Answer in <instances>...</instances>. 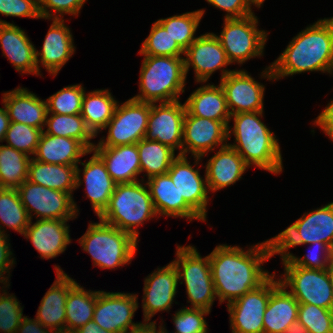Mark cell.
<instances>
[{
  "instance_id": "21",
  "label": "cell",
  "mask_w": 333,
  "mask_h": 333,
  "mask_svg": "<svg viewBox=\"0 0 333 333\" xmlns=\"http://www.w3.org/2000/svg\"><path fill=\"white\" fill-rule=\"evenodd\" d=\"M51 25L44 38L41 51L37 50L36 65L40 77L43 67L49 75L56 77L62 67L74 56L76 47L71 28L65 24V19H49Z\"/></svg>"
},
{
  "instance_id": "16",
  "label": "cell",
  "mask_w": 333,
  "mask_h": 333,
  "mask_svg": "<svg viewBox=\"0 0 333 333\" xmlns=\"http://www.w3.org/2000/svg\"><path fill=\"white\" fill-rule=\"evenodd\" d=\"M187 157L178 154L167 173L170 175L175 187H177L180 198H183L207 221V206L210 201V192L207 186L206 173H204L203 177L200 175L199 168L202 158L193 157L194 162L191 164Z\"/></svg>"
},
{
  "instance_id": "36",
  "label": "cell",
  "mask_w": 333,
  "mask_h": 333,
  "mask_svg": "<svg viewBox=\"0 0 333 333\" xmlns=\"http://www.w3.org/2000/svg\"><path fill=\"white\" fill-rule=\"evenodd\" d=\"M43 132L50 135L77 139L89 151L95 145L92 139L96 138V136L86 126L81 114L62 115L47 113Z\"/></svg>"
},
{
  "instance_id": "40",
  "label": "cell",
  "mask_w": 333,
  "mask_h": 333,
  "mask_svg": "<svg viewBox=\"0 0 333 333\" xmlns=\"http://www.w3.org/2000/svg\"><path fill=\"white\" fill-rule=\"evenodd\" d=\"M205 9H197L191 12L177 14L157 21L166 29L169 35L176 41L179 47L185 51L190 44L198 38L196 30L205 13Z\"/></svg>"
},
{
  "instance_id": "23",
  "label": "cell",
  "mask_w": 333,
  "mask_h": 333,
  "mask_svg": "<svg viewBox=\"0 0 333 333\" xmlns=\"http://www.w3.org/2000/svg\"><path fill=\"white\" fill-rule=\"evenodd\" d=\"M71 220L74 219L30 220L23 236L35 247L41 259H53L63 254L72 242L67 223Z\"/></svg>"
},
{
  "instance_id": "22",
  "label": "cell",
  "mask_w": 333,
  "mask_h": 333,
  "mask_svg": "<svg viewBox=\"0 0 333 333\" xmlns=\"http://www.w3.org/2000/svg\"><path fill=\"white\" fill-rule=\"evenodd\" d=\"M90 159L79 162L76 166V190L85 185V196L91 201L96 216H99L107 207L116 183L109 175L102 159L94 152ZM79 164L83 166L82 170ZM82 173V175H81ZM82 177V178H81Z\"/></svg>"
},
{
  "instance_id": "50",
  "label": "cell",
  "mask_w": 333,
  "mask_h": 333,
  "mask_svg": "<svg viewBox=\"0 0 333 333\" xmlns=\"http://www.w3.org/2000/svg\"><path fill=\"white\" fill-rule=\"evenodd\" d=\"M209 5L223 10L226 14L225 19L243 18L254 14L252 6H260L254 0H205Z\"/></svg>"
},
{
  "instance_id": "20",
  "label": "cell",
  "mask_w": 333,
  "mask_h": 333,
  "mask_svg": "<svg viewBox=\"0 0 333 333\" xmlns=\"http://www.w3.org/2000/svg\"><path fill=\"white\" fill-rule=\"evenodd\" d=\"M231 115L264 111L265 85L245 69H236L219 81Z\"/></svg>"
},
{
  "instance_id": "58",
  "label": "cell",
  "mask_w": 333,
  "mask_h": 333,
  "mask_svg": "<svg viewBox=\"0 0 333 333\" xmlns=\"http://www.w3.org/2000/svg\"><path fill=\"white\" fill-rule=\"evenodd\" d=\"M327 271H328V277H329V281H330V286H331L332 293H333V262L327 268ZM332 312H333V302H332Z\"/></svg>"
},
{
  "instance_id": "42",
  "label": "cell",
  "mask_w": 333,
  "mask_h": 333,
  "mask_svg": "<svg viewBox=\"0 0 333 333\" xmlns=\"http://www.w3.org/2000/svg\"><path fill=\"white\" fill-rule=\"evenodd\" d=\"M83 84L68 85L49 96L46 100L47 113L74 115L81 114L82 100L86 88Z\"/></svg>"
},
{
  "instance_id": "24",
  "label": "cell",
  "mask_w": 333,
  "mask_h": 333,
  "mask_svg": "<svg viewBox=\"0 0 333 333\" xmlns=\"http://www.w3.org/2000/svg\"><path fill=\"white\" fill-rule=\"evenodd\" d=\"M0 47L2 55L21 75L40 76L36 65V48L27 32L14 22L0 19Z\"/></svg>"
},
{
  "instance_id": "11",
  "label": "cell",
  "mask_w": 333,
  "mask_h": 333,
  "mask_svg": "<svg viewBox=\"0 0 333 333\" xmlns=\"http://www.w3.org/2000/svg\"><path fill=\"white\" fill-rule=\"evenodd\" d=\"M281 261L284 273L279 275L280 283L299 303L332 310L333 293L327 269L294 266L287 258H281Z\"/></svg>"
},
{
  "instance_id": "28",
  "label": "cell",
  "mask_w": 333,
  "mask_h": 333,
  "mask_svg": "<svg viewBox=\"0 0 333 333\" xmlns=\"http://www.w3.org/2000/svg\"><path fill=\"white\" fill-rule=\"evenodd\" d=\"M2 103L5 105L10 121L44 130L47 103L33 91L18 86L2 94Z\"/></svg>"
},
{
  "instance_id": "17",
  "label": "cell",
  "mask_w": 333,
  "mask_h": 333,
  "mask_svg": "<svg viewBox=\"0 0 333 333\" xmlns=\"http://www.w3.org/2000/svg\"><path fill=\"white\" fill-rule=\"evenodd\" d=\"M178 272L172 262L163 267H157L153 272L144 278L142 309L143 322L156 323L151 321L155 314L166 311L170 312L178 292Z\"/></svg>"
},
{
  "instance_id": "46",
  "label": "cell",
  "mask_w": 333,
  "mask_h": 333,
  "mask_svg": "<svg viewBox=\"0 0 333 333\" xmlns=\"http://www.w3.org/2000/svg\"><path fill=\"white\" fill-rule=\"evenodd\" d=\"M208 310L189 308L184 306L177 310L173 317L175 331L172 333H208V323L205 316L210 314Z\"/></svg>"
},
{
  "instance_id": "27",
  "label": "cell",
  "mask_w": 333,
  "mask_h": 333,
  "mask_svg": "<svg viewBox=\"0 0 333 333\" xmlns=\"http://www.w3.org/2000/svg\"><path fill=\"white\" fill-rule=\"evenodd\" d=\"M207 160L203 167L208 190L212 193L234 185L250 168L238 152L228 144L219 148Z\"/></svg>"
},
{
  "instance_id": "7",
  "label": "cell",
  "mask_w": 333,
  "mask_h": 333,
  "mask_svg": "<svg viewBox=\"0 0 333 333\" xmlns=\"http://www.w3.org/2000/svg\"><path fill=\"white\" fill-rule=\"evenodd\" d=\"M176 258L171 262L178 272V280L185 284L189 308H200L211 312L217 299L211 274L209 254L201 256L194 245L176 246Z\"/></svg>"
},
{
  "instance_id": "59",
  "label": "cell",
  "mask_w": 333,
  "mask_h": 333,
  "mask_svg": "<svg viewBox=\"0 0 333 333\" xmlns=\"http://www.w3.org/2000/svg\"><path fill=\"white\" fill-rule=\"evenodd\" d=\"M53 333H79L78 329H71V328H61L58 330H54Z\"/></svg>"
},
{
  "instance_id": "55",
  "label": "cell",
  "mask_w": 333,
  "mask_h": 333,
  "mask_svg": "<svg viewBox=\"0 0 333 333\" xmlns=\"http://www.w3.org/2000/svg\"><path fill=\"white\" fill-rule=\"evenodd\" d=\"M79 333H111L102 329L97 323L93 320L87 322L84 326L78 329Z\"/></svg>"
},
{
  "instance_id": "38",
  "label": "cell",
  "mask_w": 333,
  "mask_h": 333,
  "mask_svg": "<svg viewBox=\"0 0 333 333\" xmlns=\"http://www.w3.org/2000/svg\"><path fill=\"white\" fill-rule=\"evenodd\" d=\"M31 157L0 144V188L17 189L28 177Z\"/></svg>"
},
{
  "instance_id": "41",
  "label": "cell",
  "mask_w": 333,
  "mask_h": 333,
  "mask_svg": "<svg viewBox=\"0 0 333 333\" xmlns=\"http://www.w3.org/2000/svg\"><path fill=\"white\" fill-rule=\"evenodd\" d=\"M138 54L149 56H182L184 55V51L172 39L166 29L158 21H155L151 26L149 35L142 42Z\"/></svg>"
},
{
  "instance_id": "47",
  "label": "cell",
  "mask_w": 333,
  "mask_h": 333,
  "mask_svg": "<svg viewBox=\"0 0 333 333\" xmlns=\"http://www.w3.org/2000/svg\"><path fill=\"white\" fill-rule=\"evenodd\" d=\"M310 250L302 257L289 253L287 259L294 265L308 269H327L333 262V249L322 242L309 244Z\"/></svg>"
},
{
  "instance_id": "18",
  "label": "cell",
  "mask_w": 333,
  "mask_h": 333,
  "mask_svg": "<svg viewBox=\"0 0 333 333\" xmlns=\"http://www.w3.org/2000/svg\"><path fill=\"white\" fill-rule=\"evenodd\" d=\"M228 143L227 126L221 121L185 113L183 123L182 155L191 153L192 157H208Z\"/></svg>"
},
{
  "instance_id": "48",
  "label": "cell",
  "mask_w": 333,
  "mask_h": 333,
  "mask_svg": "<svg viewBox=\"0 0 333 333\" xmlns=\"http://www.w3.org/2000/svg\"><path fill=\"white\" fill-rule=\"evenodd\" d=\"M42 19H64V15L78 17L88 0H38Z\"/></svg>"
},
{
  "instance_id": "34",
  "label": "cell",
  "mask_w": 333,
  "mask_h": 333,
  "mask_svg": "<svg viewBox=\"0 0 333 333\" xmlns=\"http://www.w3.org/2000/svg\"><path fill=\"white\" fill-rule=\"evenodd\" d=\"M109 89H96L84 93L81 116L86 126L97 137L113 117L118 100Z\"/></svg>"
},
{
  "instance_id": "5",
  "label": "cell",
  "mask_w": 333,
  "mask_h": 333,
  "mask_svg": "<svg viewBox=\"0 0 333 333\" xmlns=\"http://www.w3.org/2000/svg\"><path fill=\"white\" fill-rule=\"evenodd\" d=\"M98 218L129 233L137 241L140 234L139 227L151 219H159L147 184L143 180L116 184L107 207Z\"/></svg>"
},
{
  "instance_id": "39",
  "label": "cell",
  "mask_w": 333,
  "mask_h": 333,
  "mask_svg": "<svg viewBox=\"0 0 333 333\" xmlns=\"http://www.w3.org/2000/svg\"><path fill=\"white\" fill-rule=\"evenodd\" d=\"M0 223V232L4 234H7L6 228H11L24 235L29 226L30 218L17 189L0 188Z\"/></svg>"
},
{
  "instance_id": "25",
  "label": "cell",
  "mask_w": 333,
  "mask_h": 333,
  "mask_svg": "<svg viewBox=\"0 0 333 333\" xmlns=\"http://www.w3.org/2000/svg\"><path fill=\"white\" fill-rule=\"evenodd\" d=\"M158 217L185 218L206 222L183 198L168 173L145 180Z\"/></svg>"
},
{
  "instance_id": "52",
  "label": "cell",
  "mask_w": 333,
  "mask_h": 333,
  "mask_svg": "<svg viewBox=\"0 0 333 333\" xmlns=\"http://www.w3.org/2000/svg\"><path fill=\"white\" fill-rule=\"evenodd\" d=\"M312 124L323 130L329 139L333 142V100L325 106L324 110L319 113Z\"/></svg>"
},
{
  "instance_id": "53",
  "label": "cell",
  "mask_w": 333,
  "mask_h": 333,
  "mask_svg": "<svg viewBox=\"0 0 333 333\" xmlns=\"http://www.w3.org/2000/svg\"><path fill=\"white\" fill-rule=\"evenodd\" d=\"M16 333H53L47 327H44L36 318L23 317Z\"/></svg>"
},
{
  "instance_id": "56",
  "label": "cell",
  "mask_w": 333,
  "mask_h": 333,
  "mask_svg": "<svg viewBox=\"0 0 333 333\" xmlns=\"http://www.w3.org/2000/svg\"><path fill=\"white\" fill-rule=\"evenodd\" d=\"M157 323H143L139 328H136L128 333H159Z\"/></svg>"
},
{
  "instance_id": "4",
  "label": "cell",
  "mask_w": 333,
  "mask_h": 333,
  "mask_svg": "<svg viewBox=\"0 0 333 333\" xmlns=\"http://www.w3.org/2000/svg\"><path fill=\"white\" fill-rule=\"evenodd\" d=\"M143 56L139 92L131 97L147 103H169L180 100L185 92L184 56Z\"/></svg>"
},
{
  "instance_id": "37",
  "label": "cell",
  "mask_w": 333,
  "mask_h": 333,
  "mask_svg": "<svg viewBox=\"0 0 333 333\" xmlns=\"http://www.w3.org/2000/svg\"><path fill=\"white\" fill-rule=\"evenodd\" d=\"M97 299V291L86 290L77 283L66 299L65 327L79 329L87 322L92 321Z\"/></svg>"
},
{
  "instance_id": "2",
  "label": "cell",
  "mask_w": 333,
  "mask_h": 333,
  "mask_svg": "<svg viewBox=\"0 0 333 333\" xmlns=\"http://www.w3.org/2000/svg\"><path fill=\"white\" fill-rule=\"evenodd\" d=\"M306 72L333 76V17L318 19L298 32L260 78L274 82Z\"/></svg>"
},
{
  "instance_id": "54",
  "label": "cell",
  "mask_w": 333,
  "mask_h": 333,
  "mask_svg": "<svg viewBox=\"0 0 333 333\" xmlns=\"http://www.w3.org/2000/svg\"><path fill=\"white\" fill-rule=\"evenodd\" d=\"M2 104H3V107H0V143L3 144L5 136H6V132L9 128L10 118L8 117V113L5 108L4 103H2Z\"/></svg>"
},
{
  "instance_id": "15",
  "label": "cell",
  "mask_w": 333,
  "mask_h": 333,
  "mask_svg": "<svg viewBox=\"0 0 333 333\" xmlns=\"http://www.w3.org/2000/svg\"><path fill=\"white\" fill-rule=\"evenodd\" d=\"M272 293V275L259 287L227 304L231 333H264L263 316Z\"/></svg>"
},
{
  "instance_id": "45",
  "label": "cell",
  "mask_w": 333,
  "mask_h": 333,
  "mask_svg": "<svg viewBox=\"0 0 333 333\" xmlns=\"http://www.w3.org/2000/svg\"><path fill=\"white\" fill-rule=\"evenodd\" d=\"M298 321L309 333H333V312L313 304L299 303Z\"/></svg>"
},
{
  "instance_id": "51",
  "label": "cell",
  "mask_w": 333,
  "mask_h": 333,
  "mask_svg": "<svg viewBox=\"0 0 333 333\" xmlns=\"http://www.w3.org/2000/svg\"><path fill=\"white\" fill-rule=\"evenodd\" d=\"M16 258L11 250L9 234L0 232V285L11 284V269L15 266ZM6 275V276H5Z\"/></svg>"
},
{
  "instance_id": "14",
  "label": "cell",
  "mask_w": 333,
  "mask_h": 333,
  "mask_svg": "<svg viewBox=\"0 0 333 333\" xmlns=\"http://www.w3.org/2000/svg\"><path fill=\"white\" fill-rule=\"evenodd\" d=\"M231 65L225 50L213 32H206L198 36L184 51V66L186 76L192 68L194 80L197 84L208 82L216 71L220 72V80L235 69H228ZM191 67V68H190Z\"/></svg>"
},
{
  "instance_id": "1",
  "label": "cell",
  "mask_w": 333,
  "mask_h": 333,
  "mask_svg": "<svg viewBox=\"0 0 333 333\" xmlns=\"http://www.w3.org/2000/svg\"><path fill=\"white\" fill-rule=\"evenodd\" d=\"M246 248L219 244L209 253L219 304L233 302L259 287L273 274L263 268L264 263L275 256L272 238Z\"/></svg>"
},
{
  "instance_id": "8",
  "label": "cell",
  "mask_w": 333,
  "mask_h": 333,
  "mask_svg": "<svg viewBox=\"0 0 333 333\" xmlns=\"http://www.w3.org/2000/svg\"><path fill=\"white\" fill-rule=\"evenodd\" d=\"M272 239L274 254L280 255V258H287L293 247L316 241L333 249V202L305 212Z\"/></svg>"
},
{
  "instance_id": "32",
  "label": "cell",
  "mask_w": 333,
  "mask_h": 333,
  "mask_svg": "<svg viewBox=\"0 0 333 333\" xmlns=\"http://www.w3.org/2000/svg\"><path fill=\"white\" fill-rule=\"evenodd\" d=\"M77 139L42 133L34 159L48 164L78 165L83 156L91 154Z\"/></svg>"
},
{
  "instance_id": "57",
  "label": "cell",
  "mask_w": 333,
  "mask_h": 333,
  "mask_svg": "<svg viewBox=\"0 0 333 333\" xmlns=\"http://www.w3.org/2000/svg\"><path fill=\"white\" fill-rule=\"evenodd\" d=\"M284 333H309L305 326L298 320L292 322L285 330Z\"/></svg>"
},
{
  "instance_id": "35",
  "label": "cell",
  "mask_w": 333,
  "mask_h": 333,
  "mask_svg": "<svg viewBox=\"0 0 333 333\" xmlns=\"http://www.w3.org/2000/svg\"><path fill=\"white\" fill-rule=\"evenodd\" d=\"M140 167L145 181L160 174H165L170 169L173 160L178 156L171 147L155 140L141 139L137 143ZM145 172V174H144Z\"/></svg>"
},
{
  "instance_id": "30",
  "label": "cell",
  "mask_w": 333,
  "mask_h": 333,
  "mask_svg": "<svg viewBox=\"0 0 333 333\" xmlns=\"http://www.w3.org/2000/svg\"><path fill=\"white\" fill-rule=\"evenodd\" d=\"M116 184L139 181L141 174L137 143L115 147H93Z\"/></svg>"
},
{
  "instance_id": "49",
  "label": "cell",
  "mask_w": 333,
  "mask_h": 333,
  "mask_svg": "<svg viewBox=\"0 0 333 333\" xmlns=\"http://www.w3.org/2000/svg\"><path fill=\"white\" fill-rule=\"evenodd\" d=\"M0 14L5 17L42 19L38 0H0Z\"/></svg>"
},
{
  "instance_id": "26",
  "label": "cell",
  "mask_w": 333,
  "mask_h": 333,
  "mask_svg": "<svg viewBox=\"0 0 333 333\" xmlns=\"http://www.w3.org/2000/svg\"><path fill=\"white\" fill-rule=\"evenodd\" d=\"M56 278L43 296L35 318L52 331L65 327L66 299L77 284L59 265H54Z\"/></svg>"
},
{
  "instance_id": "3",
  "label": "cell",
  "mask_w": 333,
  "mask_h": 333,
  "mask_svg": "<svg viewBox=\"0 0 333 333\" xmlns=\"http://www.w3.org/2000/svg\"><path fill=\"white\" fill-rule=\"evenodd\" d=\"M264 111L236 113L231 115L233 126L227 127L228 142L234 135L233 147L252 168H260L271 174L283 172V157L275 133L262 121Z\"/></svg>"
},
{
  "instance_id": "31",
  "label": "cell",
  "mask_w": 333,
  "mask_h": 333,
  "mask_svg": "<svg viewBox=\"0 0 333 333\" xmlns=\"http://www.w3.org/2000/svg\"><path fill=\"white\" fill-rule=\"evenodd\" d=\"M202 84L184 102L186 111L193 116L221 121L228 127L231 114L222 87L209 82Z\"/></svg>"
},
{
  "instance_id": "6",
  "label": "cell",
  "mask_w": 333,
  "mask_h": 333,
  "mask_svg": "<svg viewBox=\"0 0 333 333\" xmlns=\"http://www.w3.org/2000/svg\"><path fill=\"white\" fill-rule=\"evenodd\" d=\"M77 241L82 250L91 256L93 266L103 270L131 264L139 243L129 233L101 220L90 221L86 232Z\"/></svg>"
},
{
  "instance_id": "19",
  "label": "cell",
  "mask_w": 333,
  "mask_h": 333,
  "mask_svg": "<svg viewBox=\"0 0 333 333\" xmlns=\"http://www.w3.org/2000/svg\"><path fill=\"white\" fill-rule=\"evenodd\" d=\"M185 104L180 100L169 103H151L145 138L179 150L182 155Z\"/></svg>"
},
{
  "instance_id": "44",
  "label": "cell",
  "mask_w": 333,
  "mask_h": 333,
  "mask_svg": "<svg viewBox=\"0 0 333 333\" xmlns=\"http://www.w3.org/2000/svg\"><path fill=\"white\" fill-rule=\"evenodd\" d=\"M11 284H3L0 286V332L16 333L22 319V304L17 297L7 290ZM21 304V305H20Z\"/></svg>"
},
{
  "instance_id": "9",
  "label": "cell",
  "mask_w": 333,
  "mask_h": 333,
  "mask_svg": "<svg viewBox=\"0 0 333 333\" xmlns=\"http://www.w3.org/2000/svg\"><path fill=\"white\" fill-rule=\"evenodd\" d=\"M258 19L255 13L243 18L223 19V29L215 36L231 64L241 66L252 58L264 56L269 32L259 29Z\"/></svg>"
},
{
  "instance_id": "61",
  "label": "cell",
  "mask_w": 333,
  "mask_h": 333,
  "mask_svg": "<svg viewBox=\"0 0 333 333\" xmlns=\"http://www.w3.org/2000/svg\"><path fill=\"white\" fill-rule=\"evenodd\" d=\"M260 7L263 6V3L265 2V0H254Z\"/></svg>"
},
{
  "instance_id": "29",
  "label": "cell",
  "mask_w": 333,
  "mask_h": 333,
  "mask_svg": "<svg viewBox=\"0 0 333 333\" xmlns=\"http://www.w3.org/2000/svg\"><path fill=\"white\" fill-rule=\"evenodd\" d=\"M298 308L299 302L273 272L272 293L263 316L264 333H284L292 322L298 320Z\"/></svg>"
},
{
  "instance_id": "13",
  "label": "cell",
  "mask_w": 333,
  "mask_h": 333,
  "mask_svg": "<svg viewBox=\"0 0 333 333\" xmlns=\"http://www.w3.org/2000/svg\"><path fill=\"white\" fill-rule=\"evenodd\" d=\"M138 308V294L98 290L92 320L111 333H128L144 323L133 322Z\"/></svg>"
},
{
  "instance_id": "33",
  "label": "cell",
  "mask_w": 333,
  "mask_h": 333,
  "mask_svg": "<svg viewBox=\"0 0 333 333\" xmlns=\"http://www.w3.org/2000/svg\"><path fill=\"white\" fill-rule=\"evenodd\" d=\"M76 166L48 164L31 157L27 180L73 196L76 190Z\"/></svg>"
},
{
  "instance_id": "12",
  "label": "cell",
  "mask_w": 333,
  "mask_h": 333,
  "mask_svg": "<svg viewBox=\"0 0 333 333\" xmlns=\"http://www.w3.org/2000/svg\"><path fill=\"white\" fill-rule=\"evenodd\" d=\"M20 200L30 220L76 219L80 215L74 197L70 193L50 189L28 180L17 188ZM79 214V215H78Z\"/></svg>"
},
{
  "instance_id": "60",
  "label": "cell",
  "mask_w": 333,
  "mask_h": 333,
  "mask_svg": "<svg viewBox=\"0 0 333 333\" xmlns=\"http://www.w3.org/2000/svg\"><path fill=\"white\" fill-rule=\"evenodd\" d=\"M164 323H165L164 320L160 321V323H159L160 325L158 326L159 333H169V331L166 329V324H164Z\"/></svg>"
},
{
  "instance_id": "10",
  "label": "cell",
  "mask_w": 333,
  "mask_h": 333,
  "mask_svg": "<svg viewBox=\"0 0 333 333\" xmlns=\"http://www.w3.org/2000/svg\"><path fill=\"white\" fill-rule=\"evenodd\" d=\"M151 103L129 98L118 102L113 117L103 130L108 131L94 147H115L131 145L145 138Z\"/></svg>"
},
{
  "instance_id": "43",
  "label": "cell",
  "mask_w": 333,
  "mask_h": 333,
  "mask_svg": "<svg viewBox=\"0 0 333 333\" xmlns=\"http://www.w3.org/2000/svg\"><path fill=\"white\" fill-rule=\"evenodd\" d=\"M42 133V129L10 121L4 141H6L7 146L32 157L36 152Z\"/></svg>"
}]
</instances>
